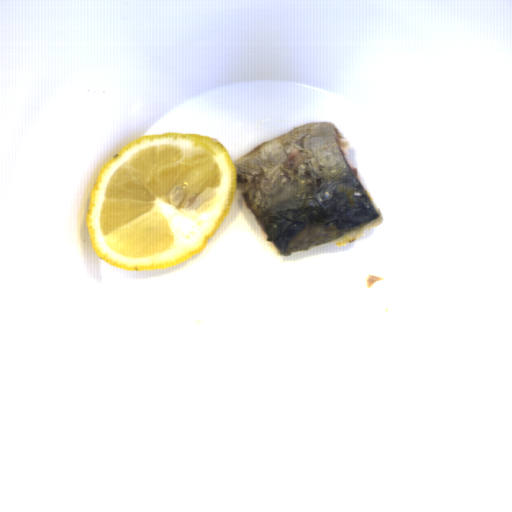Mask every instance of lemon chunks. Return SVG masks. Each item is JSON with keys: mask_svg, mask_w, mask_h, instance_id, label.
Listing matches in <instances>:
<instances>
[{"mask_svg": "<svg viewBox=\"0 0 512 512\" xmlns=\"http://www.w3.org/2000/svg\"><path fill=\"white\" fill-rule=\"evenodd\" d=\"M214 138L141 136L101 168L85 226L103 262L124 271L163 270L205 250L238 189V169Z\"/></svg>", "mask_w": 512, "mask_h": 512, "instance_id": "obj_1", "label": "lemon chunks"}]
</instances>
